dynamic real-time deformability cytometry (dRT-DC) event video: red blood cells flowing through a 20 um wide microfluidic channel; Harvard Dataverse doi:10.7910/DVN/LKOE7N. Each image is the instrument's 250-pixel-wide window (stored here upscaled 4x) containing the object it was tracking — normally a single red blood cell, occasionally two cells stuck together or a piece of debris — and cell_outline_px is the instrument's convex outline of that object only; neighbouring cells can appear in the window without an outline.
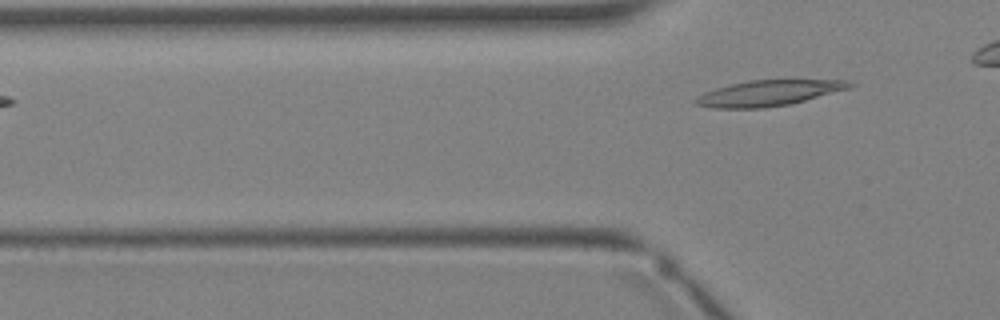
{"species": "Egyptian fruit bat (a non-hibernating species)", "species_latin": "Rousettus aegyptiacus", "temperature_condition": "warm", "stored_images_in_passage": 2, "camera_frame_rate_fps": 3000, "um_per_image_px": 0.085, "animal": {"sex": "female"}, "frame": {"image": 1, "passage_image": 2, "time_ms": 1.0, "image_size_px": [1000, 320], "cell_outline_px": [[856, 84], [848, 88], [804, 100], [788, 104], [764, 108], [712, 108], [696, 104], [696, 100], [704, 92], [716, 88], [748, 80], [848, 80]], "centroid_in_image_um": [65.33, 7.9], "position_along_channel_um": 60.5, "area_um2": 22.54}}